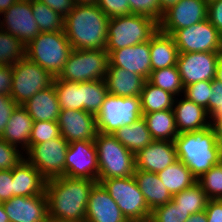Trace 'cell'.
I'll return each instance as SVG.
<instances>
[{"instance_id": "7dc6e473", "label": "cell", "mask_w": 222, "mask_h": 222, "mask_svg": "<svg viewBox=\"0 0 222 222\" xmlns=\"http://www.w3.org/2000/svg\"><path fill=\"white\" fill-rule=\"evenodd\" d=\"M12 170L0 171V199L2 202L13 197Z\"/></svg>"}, {"instance_id": "f1b7e54d", "label": "cell", "mask_w": 222, "mask_h": 222, "mask_svg": "<svg viewBox=\"0 0 222 222\" xmlns=\"http://www.w3.org/2000/svg\"><path fill=\"white\" fill-rule=\"evenodd\" d=\"M142 114L154 140L174 141L179 135L173 109Z\"/></svg>"}, {"instance_id": "60d3db41", "label": "cell", "mask_w": 222, "mask_h": 222, "mask_svg": "<svg viewBox=\"0 0 222 222\" xmlns=\"http://www.w3.org/2000/svg\"><path fill=\"white\" fill-rule=\"evenodd\" d=\"M195 104L202 106L208 113V104L212 93V81H200L184 87L183 95Z\"/></svg>"}, {"instance_id": "b9f144b4", "label": "cell", "mask_w": 222, "mask_h": 222, "mask_svg": "<svg viewBox=\"0 0 222 222\" xmlns=\"http://www.w3.org/2000/svg\"><path fill=\"white\" fill-rule=\"evenodd\" d=\"M60 136L57 121H34L30 135V145L48 142Z\"/></svg>"}, {"instance_id": "d590c367", "label": "cell", "mask_w": 222, "mask_h": 222, "mask_svg": "<svg viewBox=\"0 0 222 222\" xmlns=\"http://www.w3.org/2000/svg\"><path fill=\"white\" fill-rule=\"evenodd\" d=\"M107 95L104 79L82 82V110L97 115Z\"/></svg>"}, {"instance_id": "83f0119b", "label": "cell", "mask_w": 222, "mask_h": 222, "mask_svg": "<svg viewBox=\"0 0 222 222\" xmlns=\"http://www.w3.org/2000/svg\"><path fill=\"white\" fill-rule=\"evenodd\" d=\"M133 176L150 211L172 200L173 196L165 188L157 173L135 169Z\"/></svg>"}, {"instance_id": "f546056e", "label": "cell", "mask_w": 222, "mask_h": 222, "mask_svg": "<svg viewBox=\"0 0 222 222\" xmlns=\"http://www.w3.org/2000/svg\"><path fill=\"white\" fill-rule=\"evenodd\" d=\"M113 135L133 154L154 141L143 117L131 125L119 128Z\"/></svg>"}, {"instance_id": "5b68a950", "label": "cell", "mask_w": 222, "mask_h": 222, "mask_svg": "<svg viewBox=\"0 0 222 222\" xmlns=\"http://www.w3.org/2000/svg\"><path fill=\"white\" fill-rule=\"evenodd\" d=\"M72 47L64 30L40 32L27 46L26 57L58 77L64 68Z\"/></svg>"}, {"instance_id": "9f6ffc18", "label": "cell", "mask_w": 222, "mask_h": 222, "mask_svg": "<svg viewBox=\"0 0 222 222\" xmlns=\"http://www.w3.org/2000/svg\"><path fill=\"white\" fill-rule=\"evenodd\" d=\"M179 0H159L160 10L164 12L169 7L175 5Z\"/></svg>"}, {"instance_id": "44dd1931", "label": "cell", "mask_w": 222, "mask_h": 222, "mask_svg": "<svg viewBox=\"0 0 222 222\" xmlns=\"http://www.w3.org/2000/svg\"><path fill=\"white\" fill-rule=\"evenodd\" d=\"M85 221L128 222L117 203L98 182L90 191Z\"/></svg>"}, {"instance_id": "e575fe53", "label": "cell", "mask_w": 222, "mask_h": 222, "mask_svg": "<svg viewBox=\"0 0 222 222\" xmlns=\"http://www.w3.org/2000/svg\"><path fill=\"white\" fill-rule=\"evenodd\" d=\"M31 8L40 32H61L64 30V17L46 4L40 0H31Z\"/></svg>"}, {"instance_id": "ffe728a7", "label": "cell", "mask_w": 222, "mask_h": 222, "mask_svg": "<svg viewBox=\"0 0 222 222\" xmlns=\"http://www.w3.org/2000/svg\"><path fill=\"white\" fill-rule=\"evenodd\" d=\"M178 160L174 141H157L135 154L136 169L158 173Z\"/></svg>"}, {"instance_id": "cb8c5ba5", "label": "cell", "mask_w": 222, "mask_h": 222, "mask_svg": "<svg viewBox=\"0 0 222 222\" xmlns=\"http://www.w3.org/2000/svg\"><path fill=\"white\" fill-rule=\"evenodd\" d=\"M108 94L121 97L138 96L146 81L144 77L124 68L113 67L109 64L105 75Z\"/></svg>"}, {"instance_id": "6f0895ef", "label": "cell", "mask_w": 222, "mask_h": 222, "mask_svg": "<svg viewBox=\"0 0 222 222\" xmlns=\"http://www.w3.org/2000/svg\"><path fill=\"white\" fill-rule=\"evenodd\" d=\"M17 0H0V14L6 11Z\"/></svg>"}, {"instance_id": "603a6c76", "label": "cell", "mask_w": 222, "mask_h": 222, "mask_svg": "<svg viewBox=\"0 0 222 222\" xmlns=\"http://www.w3.org/2000/svg\"><path fill=\"white\" fill-rule=\"evenodd\" d=\"M13 197L45 193L47 179L26 159L12 169Z\"/></svg>"}, {"instance_id": "e0dca14e", "label": "cell", "mask_w": 222, "mask_h": 222, "mask_svg": "<svg viewBox=\"0 0 222 222\" xmlns=\"http://www.w3.org/2000/svg\"><path fill=\"white\" fill-rule=\"evenodd\" d=\"M57 123L60 135L68 142L94 141L98 133L96 115L84 110H61Z\"/></svg>"}, {"instance_id": "52a82bcc", "label": "cell", "mask_w": 222, "mask_h": 222, "mask_svg": "<svg viewBox=\"0 0 222 222\" xmlns=\"http://www.w3.org/2000/svg\"><path fill=\"white\" fill-rule=\"evenodd\" d=\"M128 222H149L151 211L134 178L98 179Z\"/></svg>"}, {"instance_id": "4dcf8cb0", "label": "cell", "mask_w": 222, "mask_h": 222, "mask_svg": "<svg viewBox=\"0 0 222 222\" xmlns=\"http://www.w3.org/2000/svg\"><path fill=\"white\" fill-rule=\"evenodd\" d=\"M157 175L172 196L197 183V178L179 159Z\"/></svg>"}, {"instance_id": "d6986e66", "label": "cell", "mask_w": 222, "mask_h": 222, "mask_svg": "<svg viewBox=\"0 0 222 222\" xmlns=\"http://www.w3.org/2000/svg\"><path fill=\"white\" fill-rule=\"evenodd\" d=\"M106 51L109 54L111 66L124 68L129 72L141 75L146 80L149 79L152 72L149 41L118 50Z\"/></svg>"}, {"instance_id": "30bf717a", "label": "cell", "mask_w": 222, "mask_h": 222, "mask_svg": "<svg viewBox=\"0 0 222 222\" xmlns=\"http://www.w3.org/2000/svg\"><path fill=\"white\" fill-rule=\"evenodd\" d=\"M10 97L17 105L24 104L37 92L53 84L54 77L27 57L12 65Z\"/></svg>"}, {"instance_id": "816d5d0a", "label": "cell", "mask_w": 222, "mask_h": 222, "mask_svg": "<svg viewBox=\"0 0 222 222\" xmlns=\"http://www.w3.org/2000/svg\"><path fill=\"white\" fill-rule=\"evenodd\" d=\"M12 81V66H0V94L10 96Z\"/></svg>"}, {"instance_id": "4fadbf2b", "label": "cell", "mask_w": 222, "mask_h": 222, "mask_svg": "<svg viewBox=\"0 0 222 222\" xmlns=\"http://www.w3.org/2000/svg\"><path fill=\"white\" fill-rule=\"evenodd\" d=\"M98 172L95 142L80 140L69 143L65 160V176L98 181Z\"/></svg>"}, {"instance_id": "7a4b0ae2", "label": "cell", "mask_w": 222, "mask_h": 222, "mask_svg": "<svg viewBox=\"0 0 222 222\" xmlns=\"http://www.w3.org/2000/svg\"><path fill=\"white\" fill-rule=\"evenodd\" d=\"M108 21L96 4L75 5L64 18V33L72 49L105 50Z\"/></svg>"}, {"instance_id": "8fae6325", "label": "cell", "mask_w": 222, "mask_h": 222, "mask_svg": "<svg viewBox=\"0 0 222 222\" xmlns=\"http://www.w3.org/2000/svg\"><path fill=\"white\" fill-rule=\"evenodd\" d=\"M69 143L62 137L29 145L24 152L31 163L47 180L65 176V160Z\"/></svg>"}, {"instance_id": "bcb514c9", "label": "cell", "mask_w": 222, "mask_h": 222, "mask_svg": "<svg viewBox=\"0 0 222 222\" xmlns=\"http://www.w3.org/2000/svg\"><path fill=\"white\" fill-rule=\"evenodd\" d=\"M16 106L17 104L10 96L0 94V137L2 136Z\"/></svg>"}, {"instance_id": "836d02e7", "label": "cell", "mask_w": 222, "mask_h": 222, "mask_svg": "<svg viewBox=\"0 0 222 222\" xmlns=\"http://www.w3.org/2000/svg\"><path fill=\"white\" fill-rule=\"evenodd\" d=\"M177 207H180L190 214L205 211L209 198L198 183L173 195L171 200Z\"/></svg>"}, {"instance_id": "ab89813d", "label": "cell", "mask_w": 222, "mask_h": 222, "mask_svg": "<svg viewBox=\"0 0 222 222\" xmlns=\"http://www.w3.org/2000/svg\"><path fill=\"white\" fill-rule=\"evenodd\" d=\"M190 216V212L184 211L169 201L151 211L149 222H185Z\"/></svg>"}, {"instance_id": "2e32d148", "label": "cell", "mask_w": 222, "mask_h": 222, "mask_svg": "<svg viewBox=\"0 0 222 222\" xmlns=\"http://www.w3.org/2000/svg\"><path fill=\"white\" fill-rule=\"evenodd\" d=\"M207 13L208 3L203 0H179L163 12L159 30L172 35L176 30L207 19Z\"/></svg>"}, {"instance_id": "9c48e42d", "label": "cell", "mask_w": 222, "mask_h": 222, "mask_svg": "<svg viewBox=\"0 0 222 222\" xmlns=\"http://www.w3.org/2000/svg\"><path fill=\"white\" fill-rule=\"evenodd\" d=\"M142 115L140 97L108 94L96 115L97 130L105 134H114L119 128L140 119Z\"/></svg>"}, {"instance_id": "8992f818", "label": "cell", "mask_w": 222, "mask_h": 222, "mask_svg": "<svg viewBox=\"0 0 222 222\" xmlns=\"http://www.w3.org/2000/svg\"><path fill=\"white\" fill-rule=\"evenodd\" d=\"M97 148L98 179L131 177L135 173V154L122 145L113 134L98 132L94 139Z\"/></svg>"}, {"instance_id": "94428289", "label": "cell", "mask_w": 222, "mask_h": 222, "mask_svg": "<svg viewBox=\"0 0 222 222\" xmlns=\"http://www.w3.org/2000/svg\"><path fill=\"white\" fill-rule=\"evenodd\" d=\"M98 0H74L76 5L96 4Z\"/></svg>"}, {"instance_id": "d6a6232c", "label": "cell", "mask_w": 222, "mask_h": 222, "mask_svg": "<svg viewBox=\"0 0 222 222\" xmlns=\"http://www.w3.org/2000/svg\"><path fill=\"white\" fill-rule=\"evenodd\" d=\"M53 84L61 110H82V82H70L54 77Z\"/></svg>"}, {"instance_id": "d4e9b609", "label": "cell", "mask_w": 222, "mask_h": 222, "mask_svg": "<svg viewBox=\"0 0 222 222\" xmlns=\"http://www.w3.org/2000/svg\"><path fill=\"white\" fill-rule=\"evenodd\" d=\"M34 121L22 105L13 110L1 138L25 152L30 145Z\"/></svg>"}, {"instance_id": "11a10c76", "label": "cell", "mask_w": 222, "mask_h": 222, "mask_svg": "<svg viewBox=\"0 0 222 222\" xmlns=\"http://www.w3.org/2000/svg\"><path fill=\"white\" fill-rule=\"evenodd\" d=\"M185 222H207V214L205 211L191 214Z\"/></svg>"}, {"instance_id": "ac0fdd59", "label": "cell", "mask_w": 222, "mask_h": 222, "mask_svg": "<svg viewBox=\"0 0 222 222\" xmlns=\"http://www.w3.org/2000/svg\"><path fill=\"white\" fill-rule=\"evenodd\" d=\"M9 222H48L46 194L14 196L3 202Z\"/></svg>"}, {"instance_id": "7c38bea8", "label": "cell", "mask_w": 222, "mask_h": 222, "mask_svg": "<svg viewBox=\"0 0 222 222\" xmlns=\"http://www.w3.org/2000/svg\"><path fill=\"white\" fill-rule=\"evenodd\" d=\"M179 53L219 52L221 33L205 19L172 34Z\"/></svg>"}, {"instance_id": "7402d4cb", "label": "cell", "mask_w": 222, "mask_h": 222, "mask_svg": "<svg viewBox=\"0 0 222 222\" xmlns=\"http://www.w3.org/2000/svg\"><path fill=\"white\" fill-rule=\"evenodd\" d=\"M173 111L178 133L192 132L210 126V118L206 109L193 101L182 97H176Z\"/></svg>"}, {"instance_id": "c3c4849f", "label": "cell", "mask_w": 222, "mask_h": 222, "mask_svg": "<svg viewBox=\"0 0 222 222\" xmlns=\"http://www.w3.org/2000/svg\"><path fill=\"white\" fill-rule=\"evenodd\" d=\"M207 19L222 33V0H214L208 3Z\"/></svg>"}, {"instance_id": "f6af8a7d", "label": "cell", "mask_w": 222, "mask_h": 222, "mask_svg": "<svg viewBox=\"0 0 222 222\" xmlns=\"http://www.w3.org/2000/svg\"><path fill=\"white\" fill-rule=\"evenodd\" d=\"M96 5L108 18L130 14L128 0H98Z\"/></svg>"}, {"instance_id": "681fc988", "label": "cell", "mask_w": 222, "mask_h": 222, "mask_svg": "<svg viewBox=\"0 0 222 222\" xmlns=\"http://www.w3.org/2000/svg\"><path fill=\"white\" fill-rule=\"evenodd\" d=\"M64 18L74 9V0H40Z\"/></svg>"}, {"instance_id": "4316f807", "label": "cell", "mask_w": 222, "mask_h": 222, "mask_svg": "<svg viewBox=\"0 0 222 222\" xmlns=\"http://www.w3.org/2000/svg\"><path fill=\"white\" fill-rule=\"evenodd\" d=\"M151 71L176 66L179 50L172 35L158 30L149 41Z\"/></svg>"}, {"instance_id": "f907efd6", "label": "cell", "mask_w": 222, "mask_h": 222, "mask_svg": "<svg viewBox=\"0 0 222 222\" xmlns=\"http://www.w3.org/2000/svg\"><path fill=\"white\" fill-rule=\"evenodd\" d=\"M211 99L208 104V116L210 117L218 108H222V82L216 79L212 80Z\"/></svg>"}, {"instance_id": "7bdbcfd3", "label": "cell", "mask_w": 222, "mask_h": 222, "mask_svg": "<svg viewBox=\"0 0 222 222\" xmlns=\"http://www.w3.org/2000/svg\"><path fill=\"white\" fill-rule=\"evenodd\" d=\"M19 149L0 137V171L12 170L25 159L24 152Z\"/></svg>"}, {"instance_id": "484cf974", "label": "cell", "mask_w": 222, "mask_h": 222, "mask_svg": "<svg viewBox=\"0 0 222 222\" xmlns=\"http://www.w3.org/2000/svg\"><path fill=\"white\" fill-rule=\"evenodd\" d=\"M22 106L33 121H57L61 112L54 84L37 92Z\"/></svg>"}, {"instance_id": "8d00e7d4", "label": "cell", "mask_w": 222, "mask_h": 222, "mask_svg": "<svg viewBox=\"0 0 222 222\" xmlns=\"http://www.w3.org/2000/svg\"><path fill=\"white\" fill-rule=\"evenodd\" d=\"M25 57L26 46L21 40L0 29V66H12Z\"/></svg>"}, {"instance_id": "91938a15", "label": "cell", "mask_w": 222, "mask_h": 222, "mask_svg": "<svg viewBox=\"0 0 222 222\" xmlns=\"http://www.w3.org/2000/svg\"><path fill=\"white\" fill-rule=\"evenodd\" d=\"M0 222H9L8 216L3 208V204H0Z\"/></svg>"}, {"instance_id": "be15d7a7", "label": "cell", "mask_w": 222, "mask_h": 222, "mask_svg": "<svg viewBox=\"0 0 222 222\" xmlns=\"http://www.w3.org/2000/svg\"><path fill=\"white\" fill-rule=\"evenodd\" d=\"M48 222H86V221H63V220H48Z\"/></svg>"}, {"instance_id": "1f68e13d", "label": "cell", "mask_w": 222, "mask_h": 222, "mask_svg": "<svg viewBox=\"0 0 222 222\" xmlns=\"http://www.w3.org/2000/svg\"><path fill=\"white\" fill-rule=\"evenodd\" d=\"M175 99V95L146 80L140 93L141 111L142 113H150L173 109Z\"/></svg>"}, {"instance_id": "6da1fadb", "label": "cell", "mask_w": 222, "mask_h": 222, "mask_svg": "<svg viewBox=\"0 0 222 222\" xmlns=\"http://www.w3.org/2000/svg\"><path fill=\"white\" fill-rule=\"evenodd\" d=\"M98 181L60 176L48 179V220L85 221L89 194Z\"/></svg>"}, {"instance_id": "f5cc1de1", "label": "cell", "mask_w": 222, "mask_h": 222, "mask_svg": "<svg viewBox=\"0 0 222 222\" xmlns=\"http://www.w3.org/2000/svg\"><path fill=\"white\" fill-rule=\"evenodd\" d=\"M205 212L207 222H222V200H209Z\"/></svg>"}, {"instance_id": "277c9868", "label": "cell", "mask_w": 222, "mask_h": 222, "mask_svg": "<svg viewBox=\"0 0 222 222\" xmlns=\"http://www.w3.org/2000/svg\"><path fill=\"white\" fill-rule=\"evenodd\" d=\"M158 30L159 23L144 15L127 14L109 18L105 50H118L150 41Z\"/></svg>"}, {"instance_id": "db71d44e", "label": "cell", "mask_w": 222, "mask_h": 222, "mask_svg": "<svg viewBox=\"0 0 222 222\" xmlns=\"http://www.w3.org/2000/svg\"><path fill=\"white\" fill-rule=\"evenodd\" d=\"M217 142L222 146V115H217L211 122Z\"/></svg>"}, {"instance_id": "680465c9", "label": "cell", "mask_w": 222, "mask_h": 222, "mask_svg": "<svg viewBox=\"0 0 222 222\" xmlns=\"http://www.w3.org/2000/svg\"><path fill=\"white\" fill-rule=\"evenodd\" d=\"M215 79L222 82V56L219 57Z\"/></svg>"}, {"instance_id": "ba28073f", "label": "cell", "mask_w": 222, "mask_h": 222, "mask_svg": "<svg viewBox=\"0 0 222 222\" xmlns=\"http://www.w3.org/2000/svg\"><path fill=\"white\" fill-rule=\"evenodd\" d=\"M109 64L106 50L72 49L58 78L70 82L105 79Z\"/></svg>"}, {"instance_id": "74e56055", "label": "cell", "mask_w": 222, "mask_h": 222, "mask_svg": "<svg viewBox=\"0 0 222 222\" xmlns=\"http://www.w3.org/2000/svg\"><path fill=\"white\" fill-rule=\"evenodd\" d=\"M148 81L154 86L168 91L176 97L183 95L184 86L177 66L165 67L152 71Z\"/></svg>"}, {"instance_id": "3957f363", "label": "cell", "mask_w": 222, "mask_h": 222, "mask_svg": "<svg viewBox=\"0 0 222 222\" xmlns=\"http://www.w3.org/2000/svg\"><path fill=\"white\" fill-rule=\"evenodd\" d=\"M174 144L178 159L197 179L222 161V146L217 142L211 125L180 133L174 139Z\"/></svg>"}, {"instance_id": "6125c7cd", "label": "cell", "mask_w": 222, "mask_h": 222, "mask_svg": "<svg viewBox=\"0 0 222 222\" xmlns=\"http://www.w3.org/2000/svg\"><path fill=\"white\" fill-rule=\"evenodd\" d=\"M222 115V108H218L209 118L210 122L217 116Z\"/></svg>"}, {"instance_id": "f35d334b", "label": "cell", "mask_w": 222, "mask_h": 222, "mask_svg": "<svg viewBox=\"0 0 222 222\" xmlns=\"http://www.w3.org/2000/svg\"><path fill=\"white\" fill-rule=\"evenodd\" d=\"M209 200H222V161L197 179Z\"/></svg>"}, {"instance_id": "ee69618b", "label": "cell", "mask_w": 222, "mask_h": 222, "mask_svg": "<svg viewBox=\"0 0 222 222\" xmlns=\"http://www.w3.org/2000/svg\"><path fill=\"white\" fill-rule=\"evenodd\" d=\"M130 14L144 15L160 22L163 12L160 10L159 0H128Z\"/></svg>"}, {"instance_id": "9a60e30c", "label": "cell", "mask_w": 222, "mask_h": 222, "mask_svg": "<svg viewBox=\"0 0 222 222\" xmlns=\"http://www.w3.org/2000/svg\"><path fill=\"white\" fill-rule=\"evenodd\" d=\"M0 16L3 19H0V29L19 38L25 46L40 33L33 16L31 0H17Z\"/></svg>"}, {"instance_id": "5bb4252c", "label": "cell", "mask_w": 222, "mask_h": 222, "mask_svg": "<svg viewBox=\"0 0 222 222\" xmlns=\"http://www.w3.org/2000/svg\"><path fill=\"white\" fill-rule=\"evenodd\" d=\"M219 57V52L179 53L176 66L183 86L215 79Z\"/></svg>"}, {"instance_id": "03108f58", "label": "cell", "mask_w": 222, "mask_h": 222, "mask_svg": "<svg viewBox=\"0 0 222 222\" xmlns=\"http://www.w3.org/2000/svg\"><path fill=\"white\" fill-rule=\"evenodd\" d=\"M203 1H205L206 3H209V2L214 1V0H203Z\"/></svg>"}, {"instance_id": "e7e4bbea", "label": "cell", "mask_w": 222, "mask_h": 222, "mask_svg": "<svg viewBox=\"0 0 222 222\" xmlns=\"http://www.w3.org/2000/svg\"><path fill=\"white\" fill-rule=\"evenodd\" d=\"M220 56H222V33H221V40H220V51H219Z\"/></svg>"}]
</instances>
